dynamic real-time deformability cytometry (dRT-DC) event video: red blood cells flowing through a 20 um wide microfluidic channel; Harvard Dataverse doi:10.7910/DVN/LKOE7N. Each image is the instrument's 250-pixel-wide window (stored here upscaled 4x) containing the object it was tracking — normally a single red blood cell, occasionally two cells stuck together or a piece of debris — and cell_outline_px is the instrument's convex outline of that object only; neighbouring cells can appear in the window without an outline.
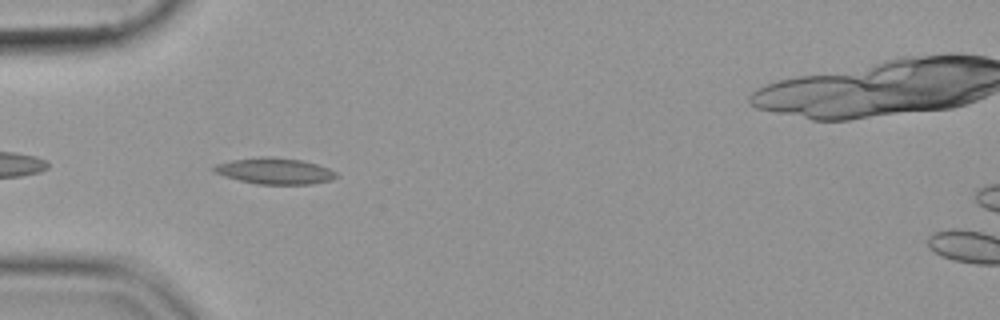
{"species": "common noctule bat (a hibernating species)", "species_latin": "Nyctalus noctula", "temperature_condition": "cold", "stored_images_in_passage": 41, "camera_frame_rate_fps": 3000, "um_per_image_px": 0.085, "animal": {"sex": "female", "body_mass_g": 19.9}, "frame": {"image": 1, "passage_image": 3, "time_ms": 0.667, "image_size_px": [1000, 320], "cell_outline_px": [[336, 176], [332, 180], [312, 184], [256, 184], [224, 176], [212, 172], [212, 168], [216, 164], [232, 160], [260, 156], [268, 156], [300, 160], [316, 164], [328, 168], [336, 172]], "centroid_in_image_um": [23.32, 14.53], "position_along_channel_um": 61.7, "area_um2": 18.61}}
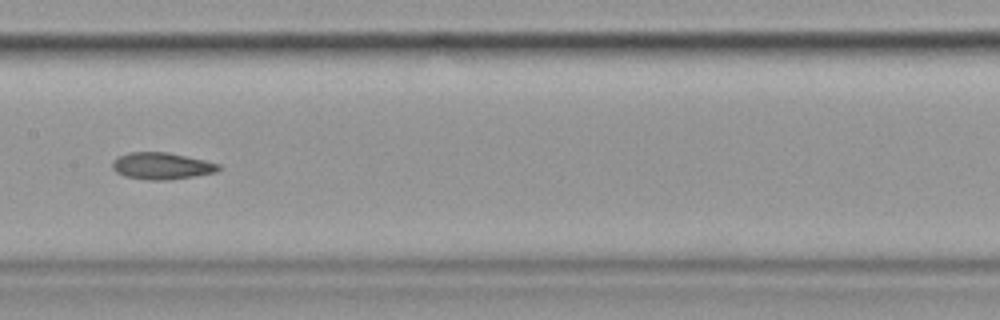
{"frame": {"image": 2, "passage_image": 14, "time_ms": 4.333, "image_size_px": [1000, 320], "cell_outline_px": [[220, 168], [216, 172], [192, 176], [164, 180], [148, 180], [124, 176], [116, 172], [112, 168], [112, 160], [128, 152], [168, 152], [204, 160], [220, 164]], "centroid_in_image_um": [13.71, 14.1], "position_along_channel_um": 193.7, "area_um2": 16.47}}
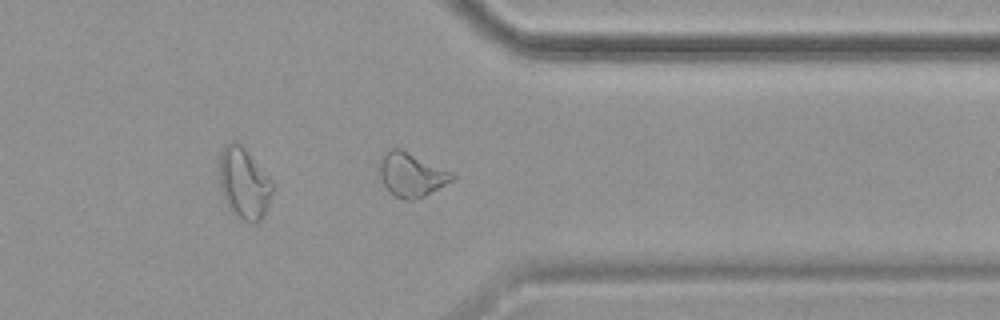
{"frame": {"image": 3, "passage_image": 29, "time_ms": 9.333, "image_size_px": [1000, 320], "cell_outline_px": [[456, 180], [424, 196], [412, 200], [404, 200], [388, 192], [380, 176], [380, 156], [392, 148], [400, 148], [456, 172]], "centroid_in_image_um": [35.04, 14.84], "position_along_channel_um": 376.4, "area_um2": 19.02}}